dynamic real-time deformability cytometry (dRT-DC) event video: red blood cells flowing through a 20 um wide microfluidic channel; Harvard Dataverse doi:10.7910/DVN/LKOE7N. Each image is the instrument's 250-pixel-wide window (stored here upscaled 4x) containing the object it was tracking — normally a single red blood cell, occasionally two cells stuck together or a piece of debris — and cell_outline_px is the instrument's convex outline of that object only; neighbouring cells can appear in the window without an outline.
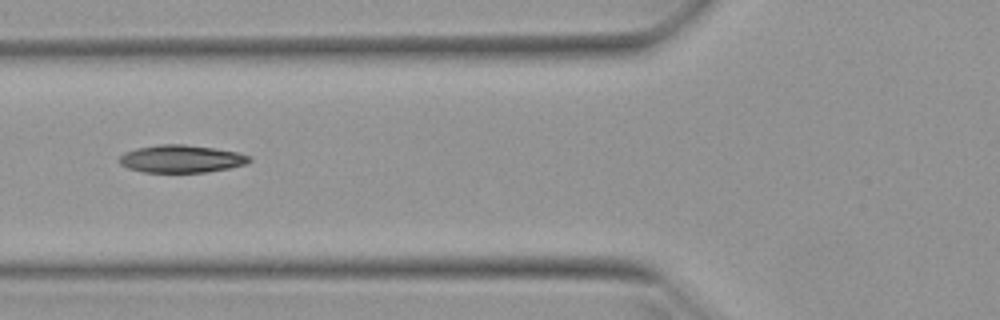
{"species": "Egyptian fruit bat (a non-hibernating species)", "species_latin": "Rousettus aegyptiacus", "temperature_condition": "warm", "stored_images_in_passage": 12, "camera_frame_rate_fps": 3000, "um_per_image_px": 0.085, "animal": {"sex": "female"}, "frame": {"image": 1, "passage_image": 6, "time_ms": 1.667, "image_size_px": [1000, 320], "cell_outline_px": [[252, 160], [244, 164], [228, 168], [208, 172], [144, 172], [128, 168], [120, 164], [120, 156], [124, 152], [136, 148], [160, 144], [184, 144], [212, 148], [236, 152], [252, 156]], "centroid_in_image_um": [15.4, 13.5], "position_along_channel_um": 110.4, "area_um2": 20.81}}